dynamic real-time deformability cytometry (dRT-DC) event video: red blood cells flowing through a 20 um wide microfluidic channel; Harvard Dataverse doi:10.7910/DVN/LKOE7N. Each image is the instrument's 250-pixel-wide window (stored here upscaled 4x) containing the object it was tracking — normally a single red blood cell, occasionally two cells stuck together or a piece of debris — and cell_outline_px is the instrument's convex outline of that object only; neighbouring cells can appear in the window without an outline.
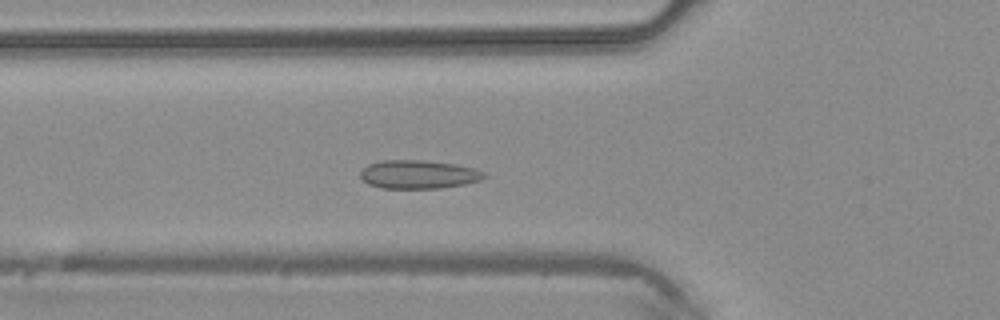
{"species": "common noctule bat (a hibernating species)", "species_latin": "Nyctalus noctula", "temperature_condition": "warm", "stored_images_in_passage": 44, "camera_frame_rate_fps": 3000, "um_per_image_px": 0.085, "animal": {"sex": "male", "body_mass_g": 20.4}, "frame": {"image": 1, "passage_image": 15, "time_ms": 4.667, "image_size_px": [1000, 320], "cell_outline_px": [[488, 176], [480, 180], [464, 184], [440, 188], [380, 188], [368, 184], [360, 176], [360, 172], [368, 164], [380, 160], [424, 160], [456, 164], [472, 168], [484, 172]], "centroid_in_image_um": [35.56, 14.82], "position_along_channel_um": 90.2, "area_um2": 20.58}}
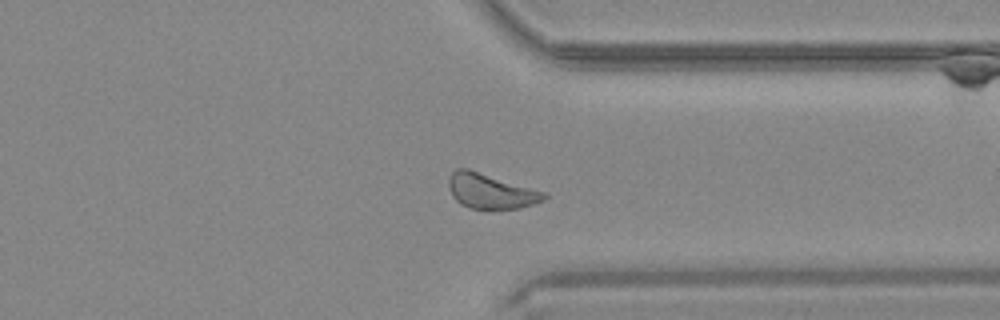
{"frame": {"image": 2, "passage_image": 34, "time_ms": 11.0, "image_size_px": [1000, 320], "cell_outline_px": [[548, 196], [544, 200], [520, 208], [468, 208], [460, 204], [452, 196], [448, 188], [448, 180], [452, 172], [456, 168], [468, 168], [544, 192]], "centroid_in_image_um": [41.66, 16.24], "position_along_channel_um": 369.7, "area_um2": 19.25}}
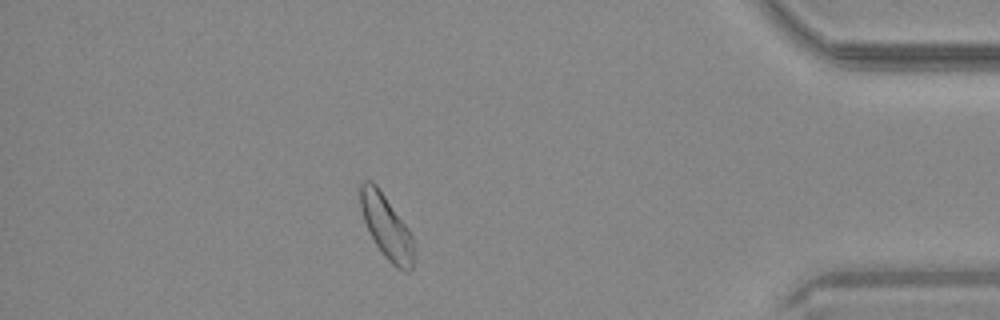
{"frame": {"image": 3, "passage_image": 39, "time_ms": 12.667, "image_size_px": [1000, 320], "cell_outline_px": [[416, 252], [412, 268], [408, 272], [404, 272], [396, 268], [384, 256], [376, 244], [364, 220], [360, 208], [360, 184], [364, 180], [372, 180], [376, 184], [408, 228], [412, 236]], "centroid_in_image_um": [32.88, 19.31], "position_along_channel_um": 402.3, "area_um2": 19.94}}